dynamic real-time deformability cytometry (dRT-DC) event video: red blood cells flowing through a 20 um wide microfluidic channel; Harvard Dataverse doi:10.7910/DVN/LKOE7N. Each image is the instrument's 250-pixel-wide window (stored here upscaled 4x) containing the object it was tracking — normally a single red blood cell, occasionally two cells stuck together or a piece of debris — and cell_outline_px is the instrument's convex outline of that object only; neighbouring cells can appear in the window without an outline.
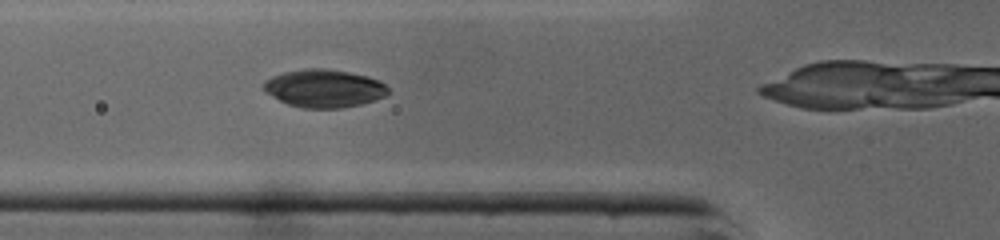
{"species": "common noctule bat (a hibernating species)", "species_latin": "Nyctalus noctula", "temperature_condition": "cold", "stored_images_in_passage": 24, "camera_frame_rate_fps": 3000, "um_per_image_px": 0.085, "animal": {"sex": "male", "body_mass_g": 19.0, "forearm_length_mm": 50.8}, "frame": {"image": 1, "passage_image": 4, "time_ms": 1.0, "image_size_px": [1000, 240], "cell_outline_px": [[388, 92], [384, 96], [360, 104], [340, 108], [304, 108], [288, 104], [264, 92], [264, 80], [272, 76], [284, 72], [304, 68], [328, 68], [368, 76], [380, 80], [388, 88]], "centroid_in_image_um": [27.52, 7.5], "position_along_channel_um": 98.3, "area_um2": 27.46}}